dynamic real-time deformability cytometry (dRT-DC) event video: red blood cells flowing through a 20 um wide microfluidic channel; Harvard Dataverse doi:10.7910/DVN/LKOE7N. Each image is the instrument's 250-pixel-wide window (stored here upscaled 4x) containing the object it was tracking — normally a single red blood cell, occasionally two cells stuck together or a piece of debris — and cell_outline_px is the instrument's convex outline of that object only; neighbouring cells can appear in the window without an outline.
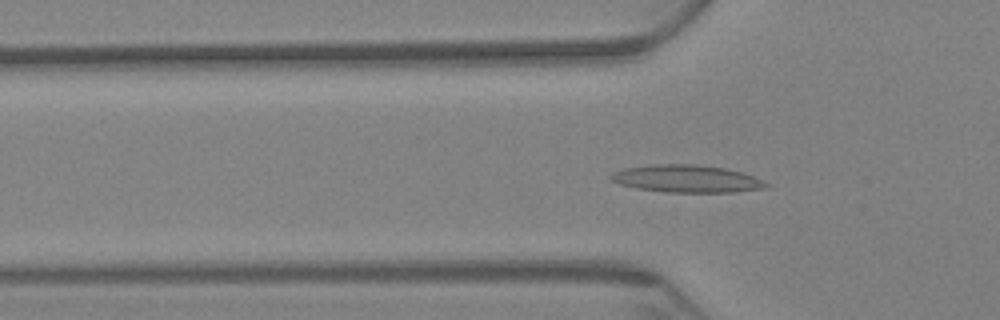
{"species": "Egyptian fruit bat (a non-hibernating species)", "species_latin": "Rousettus aegyptiacus", "temperature_condition": "warm", "stored_images_in_passage": 66, "camera_frame_rate_fps": 3000, "um_per_image_px": 0.085, "animal": {"sex": "female"}, "frame": {"image": 1, "passage_image": 22, "time_ms": 7.0, "image_size_px": [1000, 320], "cell_outline_px": [[772, 184], [768, 188], [736, 192], [668, 192], [636, 188], [620, 184], [612, 180], [608, 176], [624, 168], [652, 164], [696, 164], [724, 168], [744, 172]], "centroid_in_image_um": [58.44, 15.19], "position_along_channel_um": 67.4, "area_um2": 24.97}}
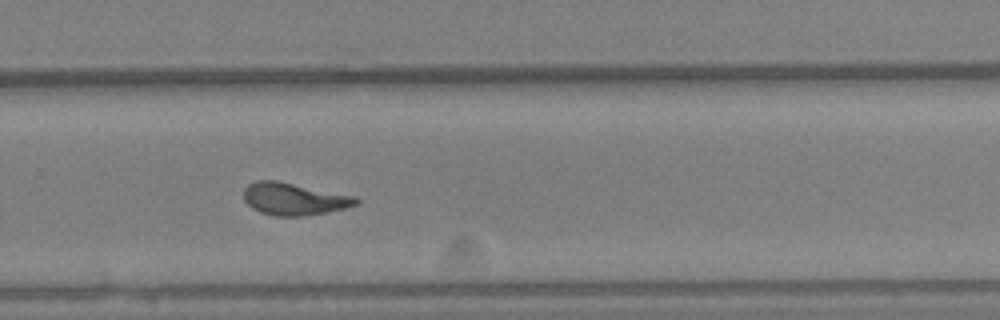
{"frame": {"image": 2, "passage_image": 45, "time_ms": 14.667, "image_size_px": [1000, 320], "cell_outline_px": [[360, 200], [356, 204], [344, 208], [304, 216], [276, 216], [260, 212], [252, 208], [244, 200], [244, 188], [248, 184], [256, 180], [276, 180], [356, 196]], "centroid_in_image_um": [24.96, 16.9], "position_along_channel_um": 304.8, "area_um2": 21.04}}
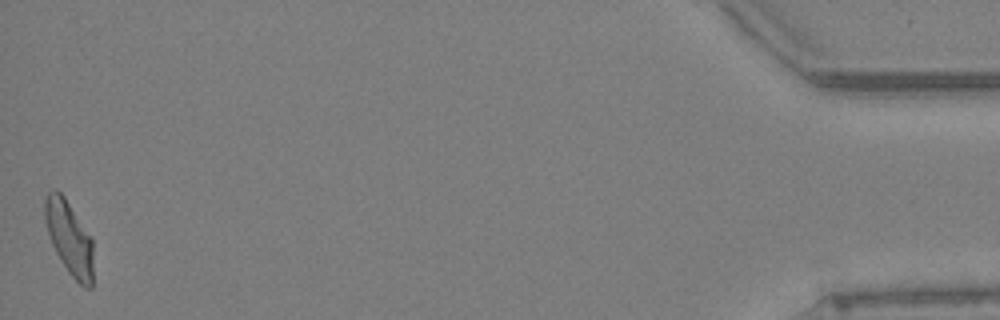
{"frame": {"image": 3, "passage_image": 66, "time_ms": 21.667, "image_size_px": [1000, 320], "cell_outline_px": [[92, 288], [84, 288], [68, 272], [60, 260], [52, 244], [48, 232], [44, 216], [44, 200], [48, 192], [52, 188], [56, 188], [64, 196], [92, 236]], "centroid_in_image_um": [5.88, 20.19], "position_along_channel_um": 429.3, "area_um2": 20.92}, "authors_computed_cell_mechanics": {"area_um2": 21.1548, "velocity_mm_per_s": 3.1142, "shape_relaxation_time_tau1_ms": 7.578, "shape_relaxation_time_tau2_ms": 2.4474, "deformation_change_tau1": 0.2294, "deformation_change_tau2": 0.1045}}